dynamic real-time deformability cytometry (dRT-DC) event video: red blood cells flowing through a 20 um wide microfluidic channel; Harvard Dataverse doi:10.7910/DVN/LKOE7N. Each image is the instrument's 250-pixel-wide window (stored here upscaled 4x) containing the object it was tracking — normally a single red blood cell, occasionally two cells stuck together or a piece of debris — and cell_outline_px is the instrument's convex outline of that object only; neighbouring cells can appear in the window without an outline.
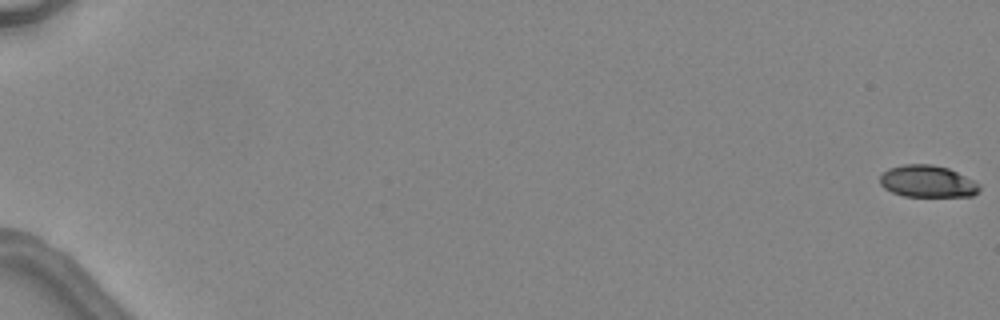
{"species": "common noctule bat (a hibernating species)", "species_latin": "Nyctalus noctula", "temperature_condition": "warm", "stored_images_in_passage": 5, "camera_frame_rate_fps": 3000, "um_per_image_px": 0.085, "animal": {"sex": "female", "body_mass_g": 24.6, "forearm_length_mm": 56.2}, "frame": {"image": 1, "passage_image": 1, "time_ms": 0.0, "image_size_px": [1000, 320], "cell_outline_px": [[980, 188], [972, 196], [904, 196], [892, 192], [884, 188], [880, 184], [880, 176], [888, 168], [904, 164], [932, 164], [948, 168], [980, 184]], "centroid_in_image_um": [78.8, 15.41], "position_along_channel_um": 6.2, "area_um2": 18.38}}